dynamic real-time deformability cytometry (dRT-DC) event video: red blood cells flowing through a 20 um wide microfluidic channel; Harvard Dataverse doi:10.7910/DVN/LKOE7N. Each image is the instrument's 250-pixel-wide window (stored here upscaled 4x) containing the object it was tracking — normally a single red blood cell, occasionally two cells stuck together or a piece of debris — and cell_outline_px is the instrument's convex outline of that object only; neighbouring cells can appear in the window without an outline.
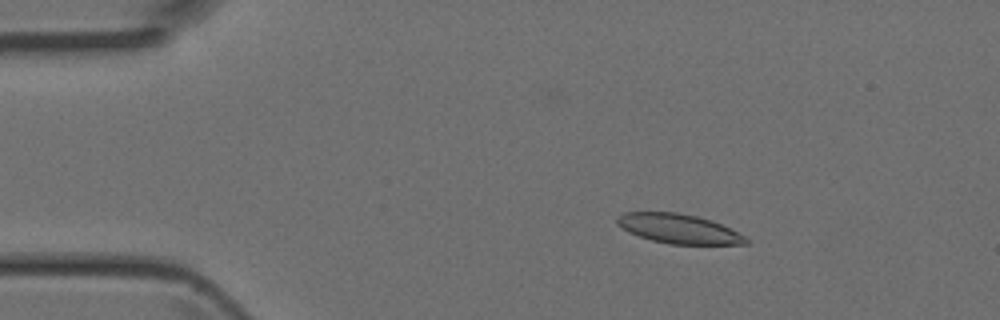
{"species": "Egyptian fruit bat (a non-hibernating species)", "species_latin": "Rousettus aegyptiacus", "temperature_condition": "room temperature", "stored_images_in_passage": 7, "camera_frame_rate_fps": 3000, "um_per_image_px": 0.085, "animal": {"sex": "female"}, "frame": {"image": 1, "passage_image": 3, "time_ms": 0.667, "image_size_px": [1000, 320], "cell_outline_px": [[752, 240], [748, 244], [668, 244], [652, 240], [628, 232], [616, 224], [616, 216], [624, 212], [676, 212], [696, 216], [712, 220], [748, 236]], "centroid_in_image_um": [57.73, 19.44], "position_along_channel_um": 27.3, "area_um2": 22.37}}
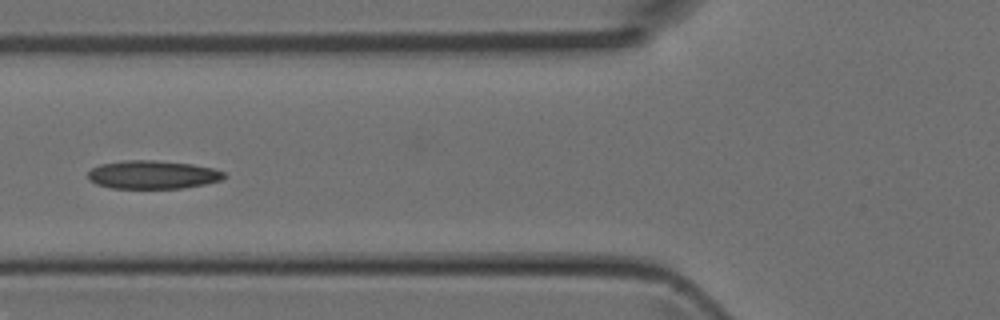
{"frame": {"image": 2, "passage_image": 6, "time_ms": 1.667, "image_size_px": [1000, 320], "cell_outline_px": [[228, 176], [224, 180], [184, 188], [112, 188], [96, 184], [88, 180], [88, 172], [92, 168], [100, 164], [124, 160], [152, 160], [192, 164], [212, 168], [224, 172]], "centroid_in_image_um": [12.99, 14.85], "position_along_channel_um": 112.8, "area_um2": 22.6}}
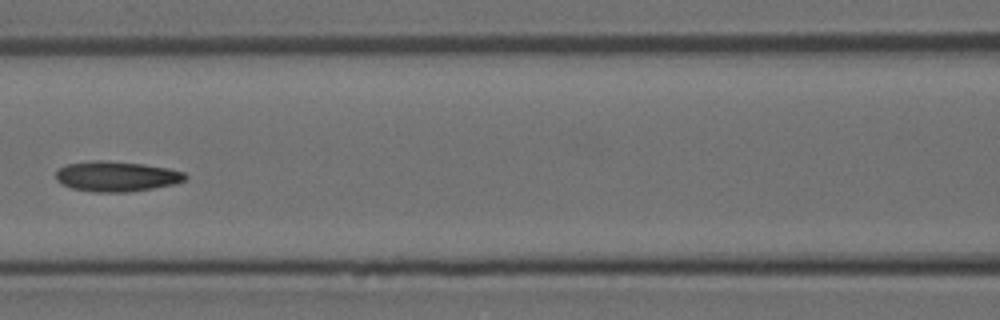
{"frame": {"image": 3, "passage_image": 7, "time_ms": 2.0, "image_size_px": [1000, 320], "cell_outline_px": [[188, 176], [184, 180], [176, 184], [128, 192], [92, 192], [72, 188], [60, 184], [56, 180], [56, 172], [64, 164], [92, 160], [104, 160], [144, 164], [168, 168], [184, 172]], "centroid_in_image_um": [9.88, 14.99], "position_along_channel_um": 156.7, "area_um2": 23.0}}